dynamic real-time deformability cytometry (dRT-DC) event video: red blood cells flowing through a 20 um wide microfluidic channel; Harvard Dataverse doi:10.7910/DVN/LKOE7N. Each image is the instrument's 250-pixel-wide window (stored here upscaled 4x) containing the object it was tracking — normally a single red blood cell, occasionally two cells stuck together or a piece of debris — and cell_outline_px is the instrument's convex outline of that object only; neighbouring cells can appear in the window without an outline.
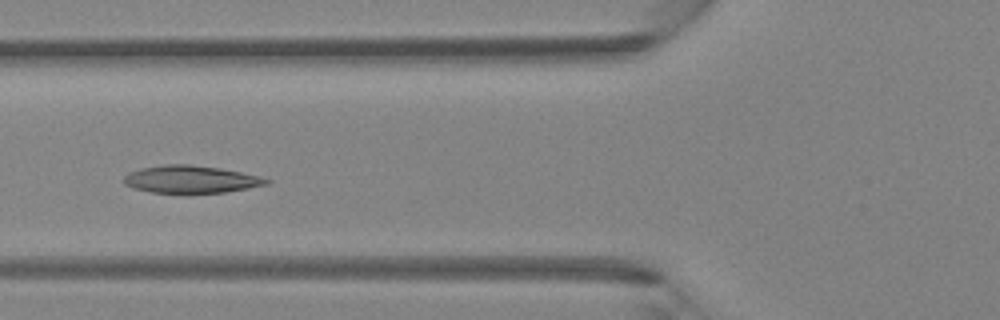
{"species": "Egyptian fruit bat (a non-hibernating species)", "species_latin": "Rousettus aegyptiacus", "temperature_condition": "room temperature", "stored_images_in_passage": 5, "camera_frame_rate_fps": 3000, "um_per_image_px": 0.085, "animal": {"sex": "female"}, "frame": {"image": 1, "passage_image": 5, "time_ms": 1.333, "image_size_px": [1000, 320], "cell_outline_px": [[272, 180], [268, 184], [248, 188], [224, 192], [152, 192], [132, 188], [124, 184], [124, 176], [128, 172], [140, 168], [164, 164], [188, 164], [220, 168], [260, 176]], "centroid_in_image_um": [16.2, 15.23], "position_along_channel_um": 109.6, "area_um2": 22.66}}